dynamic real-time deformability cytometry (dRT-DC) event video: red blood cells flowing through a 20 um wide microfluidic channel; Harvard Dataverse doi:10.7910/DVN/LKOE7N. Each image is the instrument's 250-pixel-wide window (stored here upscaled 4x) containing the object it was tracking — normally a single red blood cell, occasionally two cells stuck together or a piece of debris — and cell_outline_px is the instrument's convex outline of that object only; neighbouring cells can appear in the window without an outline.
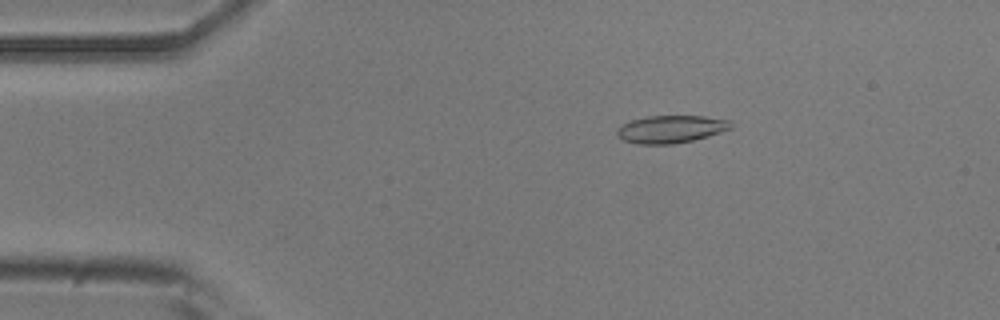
{"species": "common noctule bat (a hibernating species)", "species_latin": "Nyctalus noctula", "temperature_condition": "room temperature", "stored_images_in_passage": 51, "camera_frame_rate_fps": 3000, "um_per_image_px": 0.085, "animal": {"sex": "male", "body_mass_g": 20.5, "forearm_length_mm": 52.5}, "frame": {"image": 1, "passage_image": 7, "time_ms": 2.0, "image_size_px": [1000, 320], "cell_outline_px": [[732, 128], [708, 136], [692, 140], [672, 144], [636, 144], [624, 140], [616, 136], [616, 128], [620, 124], [632, 120], [648, 116], [704, 116], [732, 120]], "centroid_in_image_um": [57.0, 10.97], "position_along_channel_um": 28.0, "area_um2": 18.44}}
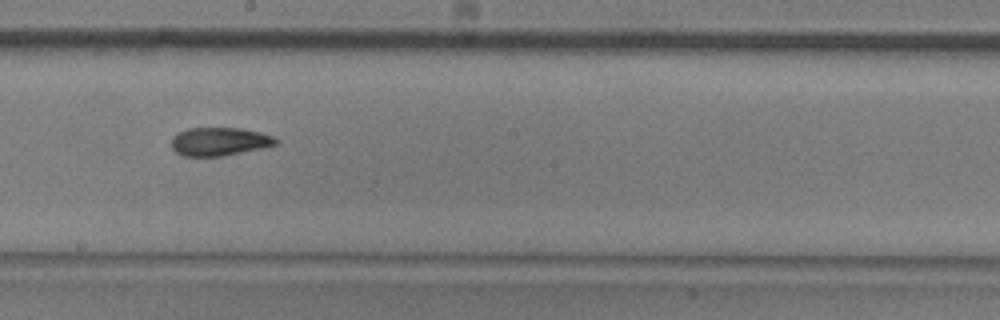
{"frame": {"image": 2, "passage_image": 27, "time_ms": 8.667, "image_size_px": [1000, 320], "cell_outline_px": [[280, 140], [276, 144], [264, 148], [220, 156], [184, 156], [176, 152], [172, 148], [172, 136], [176, 132], [188, 128], [244, 128], [276, 136]], "centroid_in_image_um": [18.68, 12.02], "position_along_channel_um": 229.5, "area_um2": 17.46}}
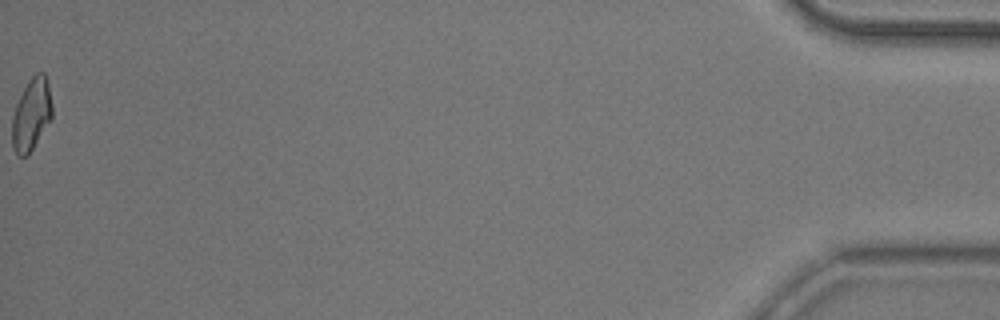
{"frame": {"image": 3, "passage_image": 51, "time_ms": 16.667, "image_size_px": [1000, 320], "cell_outline_px": [[52, 116], [32, 148], [24, 156], [20, 156], [12, 148], [12, 116], [16, 104], [28, 80], [36, 72], [44, 72], [48, 84], [52, 104]], "centroid_in_image_um": [2.66, 9.68], "position_along_channel_um": 432.5, "area_um2": 16.47}, "authors_computed_cell_mechanics": {"area_um2": 17.6868, "velocity_mm_per_s": 3.8217, "shape_relaxation_time_tau1_ms": 7.7913, "shape_relaxation_time_tau2_ms": 2.8723, "deformation_change_tau1": 0.1807, "deformation_change_tau2": 0.0943}}